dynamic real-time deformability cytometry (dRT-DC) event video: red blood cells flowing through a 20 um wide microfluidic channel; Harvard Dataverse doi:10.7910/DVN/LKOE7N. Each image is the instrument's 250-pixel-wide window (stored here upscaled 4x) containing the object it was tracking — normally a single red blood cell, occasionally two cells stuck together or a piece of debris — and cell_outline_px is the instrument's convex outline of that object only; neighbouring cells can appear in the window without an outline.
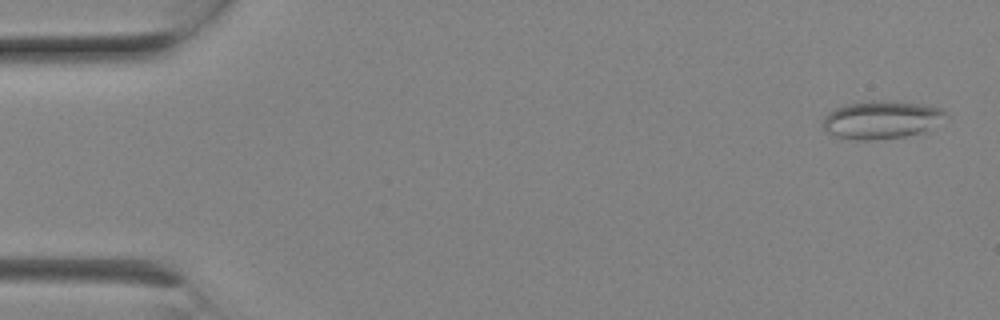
{"species": "Egyptian fruit bat (a non-hibernating species)", "species_latin": "Rousettus aegyptiacus", "temperature_condition": "room temperature", "stored_images_in_passage": 6, "camera_frame_rate_fps": 3000, "um_per_image_px": 0.085, "animal": {"sex": "female"}, "frame": {"image": 1, "passage_image": 1, "time_ms": 0.0, "image_size_px": [1000, 320], "cell_outline_px": [[948, 112], [928, 132], [904, 136], [872, 140], [856, 140], [836, 136], [828, 132], [824, 128], [824, 116], [828, 112], [836, 108], [848, 104], [872, 100], [888, 100], [924, 104], [940, 108]], "centroid_in_image_um": [74.94, 10.17], "position_along_channel_um": 10.1, "area_um2": 27.17}}